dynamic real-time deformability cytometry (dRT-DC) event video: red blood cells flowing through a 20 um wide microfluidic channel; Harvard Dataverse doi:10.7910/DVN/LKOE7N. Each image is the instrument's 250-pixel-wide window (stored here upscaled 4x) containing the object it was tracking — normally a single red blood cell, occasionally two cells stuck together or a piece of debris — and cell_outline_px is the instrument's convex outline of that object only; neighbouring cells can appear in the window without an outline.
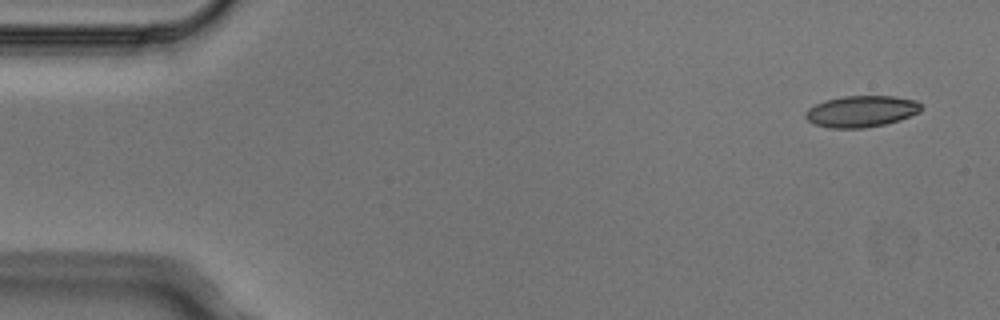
{"species": "Egyptian fruit bat (a non-hibernating species)", "species_latin": "Rousettus aegyptiacus", "temperature_condition": "cold", "stored_images_in_passage": 3, "camera_frame_rate_fps": 3000, "um_per_image_px": 0.085, "animal": {"sex": "male"}, "frame": {"image": 1, "passage_image": 1, "time_ms": 0.0, "image_size_px": [1000, 320], "cell_outline_px": [[924, 108], [920, 112], [900, 120], [884, 124], [864, 128], [828, 128], [816, 124], [808, 120], [804, 116], [804, 112], [808, 108], [824, 100], [844, 96], [892, 96], [916, 100]], "centroid_in_image_um": [73.22, 9.46], "position_along_channel_um": 11.8, "area_um2": 21.27}}
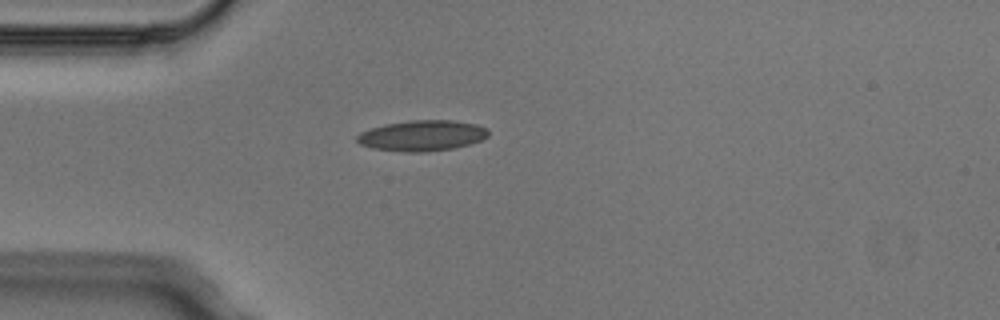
{"frame": {"image": 2, "passage_image": 3, "time_ms": 0.667, "image_size_px": [1000, 320], "cell_outline_px": [[488, 136], [480, 140], [456, 148], [428, 152], [404, 152], [372, 148], [360, 144], [356, 140], [356, 136], [360, 132], [384, 124], [412, 120], [452, 120], [476, 124], [488, 128]], "centroid_in_image_um": [35.88, 11.53], "position_along_channel_um": 49.1, "area_um2": 23.58}}